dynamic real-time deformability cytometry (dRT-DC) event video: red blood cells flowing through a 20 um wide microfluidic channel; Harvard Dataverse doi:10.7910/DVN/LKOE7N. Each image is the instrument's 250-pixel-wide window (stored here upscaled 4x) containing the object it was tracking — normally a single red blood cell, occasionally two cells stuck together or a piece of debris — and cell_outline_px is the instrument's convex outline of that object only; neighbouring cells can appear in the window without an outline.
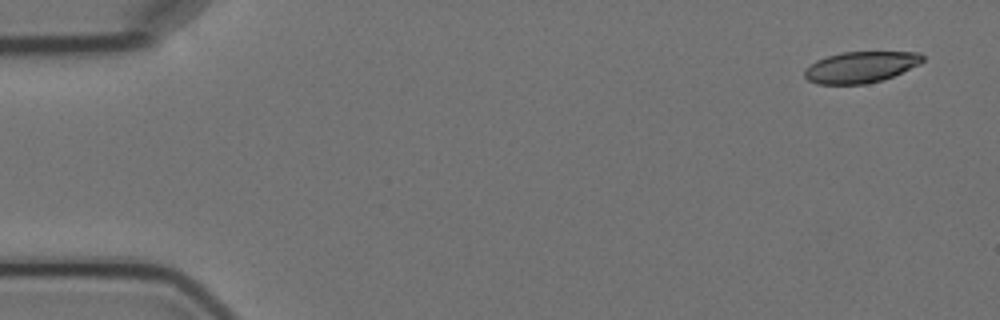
{"species": "Egyptian fruit bat (a non-hibernating species)", "species_latin": "Rousettus aegyptiacus", "temperature_condition": "cold", "stored_images_in_passage": 4, "camera_frame_rate_fps": 3000, "um_per_image_px": 0.085, "animal": {"sex": "female"}, "frame": {"image": 1, "passage_image": 1, "time_ms": 0.0, "image_size_px": [1000, 320], "cell_outline_px": [[924, 60], [920, 64], [892, 76], [880, 80], [864, 84], [816, 84], [808, 80], [804, 76], [804, 68], [816, 60], [828, 56], [844, 52], [920, 52], [924, 56]], "centroid_in_image_um": [73.13, 5.7], "position_along_channel_um": 11.9, "area_um2": 21.39}}
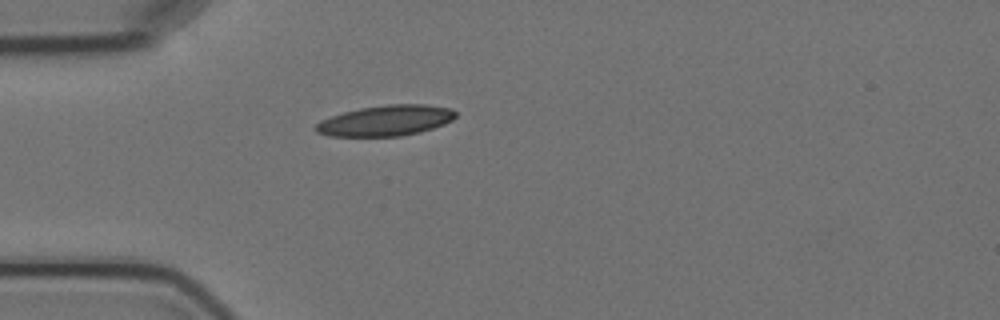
{"frame": {"image": 2, "passage_image": 4, "time_ms": 4.333, "image_size_px": [1000, 320], "cell_outline_px": [[456, 116], [452, 120], [444, 124], [420, 132], [400, 136], [328, 136], [316, 132], [316, 124], [320, 120], [344, 112], [360, 108], [388, 104], [424, 104], [452, 108], [456, 112]], "centroid_in_image_um": [32.8, 10.24], "position_along_channel_um": 52.2, "area_um2": 24.91}}